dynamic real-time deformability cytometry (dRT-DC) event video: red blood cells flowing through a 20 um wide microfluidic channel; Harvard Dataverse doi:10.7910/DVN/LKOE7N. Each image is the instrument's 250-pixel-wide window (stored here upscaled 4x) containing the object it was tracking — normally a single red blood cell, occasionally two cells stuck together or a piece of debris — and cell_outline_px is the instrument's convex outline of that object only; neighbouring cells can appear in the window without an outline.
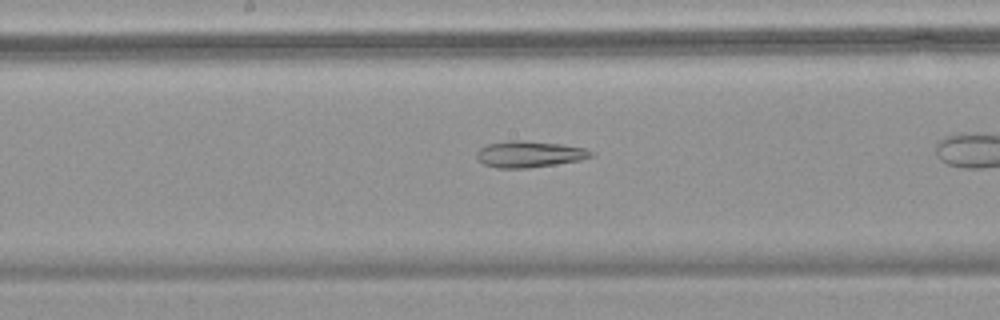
{"species": "common noctule bat (a hibernating species)", "species_latin": "Nyctalus noctula", "temperature_condition": "warm", "stored_images_in_passage": 40, "camera_frame_rate_fps": 3000, "um_per_image_px": 0.085, "animal": {"sex": "female", "body_mass_g": 18.4}, "frame": {"image": 1, "passage_image": 23, "time_ms": 7.333, "image_size_px": [1000, 320], "cell_outline_px": [[592, 156], [580, 160], [556, 164], [528, 168], [496, 168], [484, 164], [476, 156], [476, 152], [480, 148], [488, 144], [508, 140], [520, 140], [560, 144], [588, 148], [592, 152]], "centroid_in_image_um": [44.99, 13.1], "position_along_channel_um": 203.2, "area_um2": 17.51}}